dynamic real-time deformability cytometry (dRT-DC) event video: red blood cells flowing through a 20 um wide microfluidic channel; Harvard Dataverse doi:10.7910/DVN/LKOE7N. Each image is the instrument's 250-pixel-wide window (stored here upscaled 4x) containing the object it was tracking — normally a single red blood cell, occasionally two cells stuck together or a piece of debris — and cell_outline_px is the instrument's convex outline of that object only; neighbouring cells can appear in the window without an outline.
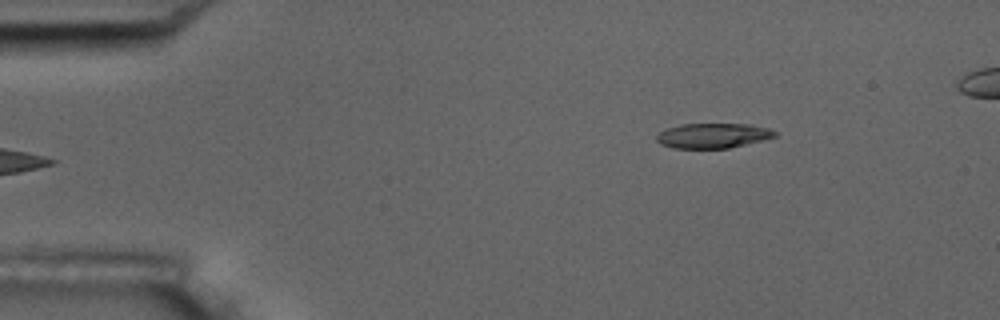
{"species": "common noctule bat (a hibernating species)", "species_latin": "Nyctalus noctula", "temperature_condition": "room temperature", "stored_images_in_passage": 2, "camera_frame_rate_fps": 3000, "um_per_image_px": 0.085, "animal": {"sex": "male", "body_mass_g": 17.5, "forearm_length_mm": 52.3}, "frame": {"image": 1, "passage_image": 2, "time_ms": 1.0, "image_size_px": [1000, 320], "cell_outline_px": [[776, 136], [728, 148], [672, 148], [660, 144], [656, 140], [656, 136], [664, 128], [680, 124], [752, 124], [768, 128], [776, 132]], "centroid_in_image_um": [60.53, 11.52], "position_along_channel_um": 24.5, "area_um2": 17.11}}